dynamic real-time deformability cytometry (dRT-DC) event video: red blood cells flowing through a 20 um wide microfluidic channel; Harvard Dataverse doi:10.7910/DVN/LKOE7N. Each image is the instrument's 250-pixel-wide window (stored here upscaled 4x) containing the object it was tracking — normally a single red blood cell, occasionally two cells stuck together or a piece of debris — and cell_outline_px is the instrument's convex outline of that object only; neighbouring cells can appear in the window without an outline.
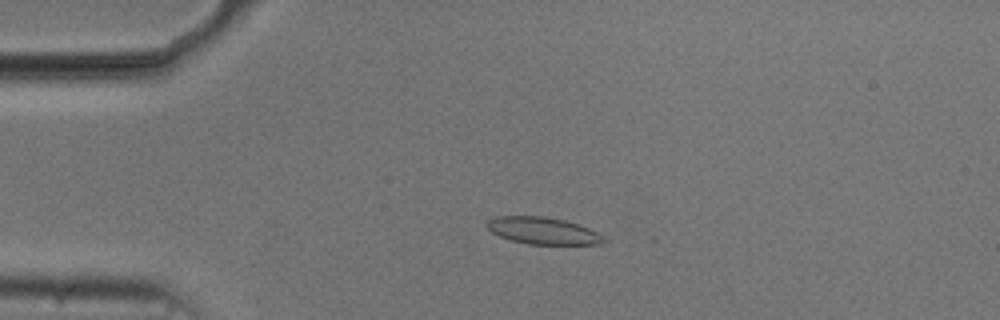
{"species": "common noctule bat (a hibernating species)", "species_latin": "Nyctalus noctula", "temperature_condition": "cold", "stored_images_in_passage": 54, "camera_frame_rate_fps": 3000, "um_per_image_px": 0.085, "animal": {"sex": "male", "body_mass_g": 20.5, "forearm_length_mm": 52.5}, "frame": {"image": 1, "passage_image": 12, "time_ms": 3.667, "image_size_px": [1000, 320], "cell_outline_px": [[608, 240], [600, 244], [528, 244], [512, 240], [500, 236], [492, 232], [484, 224], [488, 220], [496, 216], [544, 216], [564, 220], [588, 228], [596, 232]], "centroid_in_image_um": [46.12, 19.61], "position_along_channel_um": 38.9, "area_um2": 18.21}}
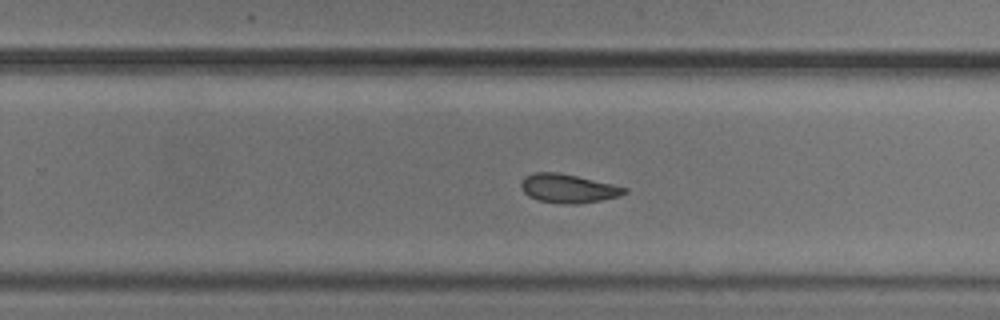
{"frame": {"image": 2, "passage_image": 34, "time_ms": 11.0, "image_size_px": [1000, 320], "cell_outline_px": [[628, 192], [620, 196], [600, 200], [576, 204], [560, 204], [540, 200], [528, 196], [520, 188], [520, 184], [524, 176], [532, 172], [556, 172], [576, 176], [612, 184], [628, 188]], "centroid_in_image_um": [48.26, 16.01], "position_along_channel_um": 281.5, "area_um2": 17.34}}
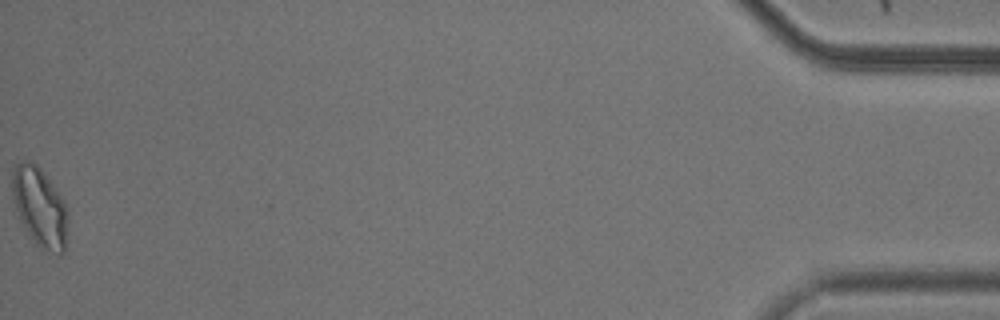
{"frame": {"image": 3, "passage_image": 54, "time_ms": 17.667, "image_size_px": [1000, 320], "cell_outline_px": [[68, 220], [64, 252], [60, 256], [36, 244], [20, 220], [12, 196], [12, 172], [16, 164], [24, 160], [32, 160], [36, 164], [64, 200], [68, 208]], "centroid_in_image_um": [3.39, 17.59], "position_along_channel_um": 431.8, "area_um2": 25.49}, "authors_computed_cell_mechanics": {"area_um2": 18.5827, "velocity_mm_per_s": 3.727, "shape_relaxation_time_tau1_ms": 7.4246, "shape_relaxation_time_tau2_ms": 5.4001, "deformation_change_tau1": 0.1462, "deformation_change_tau2": 0.1042}}